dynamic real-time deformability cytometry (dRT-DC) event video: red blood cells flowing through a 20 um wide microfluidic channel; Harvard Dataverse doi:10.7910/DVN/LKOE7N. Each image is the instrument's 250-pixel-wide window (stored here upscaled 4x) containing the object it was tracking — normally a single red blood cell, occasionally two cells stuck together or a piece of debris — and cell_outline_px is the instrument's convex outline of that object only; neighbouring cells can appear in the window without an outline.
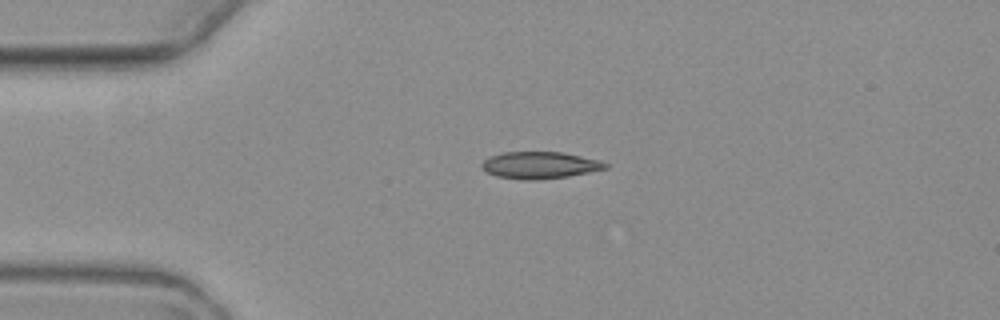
{"species": "common noctule bat (a hibernating species)", "species_latin": "Nyctalus noctula", "temperature_condition": "warm", "stored_images_in_passage": 4, "camera_frame_rate_fps": 3000, "um_per_image_px": 0.085, "animal": {"sex": "female", "body_mass_g": 19.3, "forearm_length_mm": 54.1}, "frame": {"image": 1, "passage_image": 2, "time_ms": 1.333, "image_size_px": [1000, 320], "cell_outline_px": [[608, 168], [568, 176], [536, 180], [528, 180], [496, 176], [488, 172], [480, 164], [488, 156], [500, 152], [560, 152], [600, 160], [608, 164]], "centroid_in_image_um": [45.86, 14.03], "position_along_channel_um": 39.1, "area_um2": 19.25}}
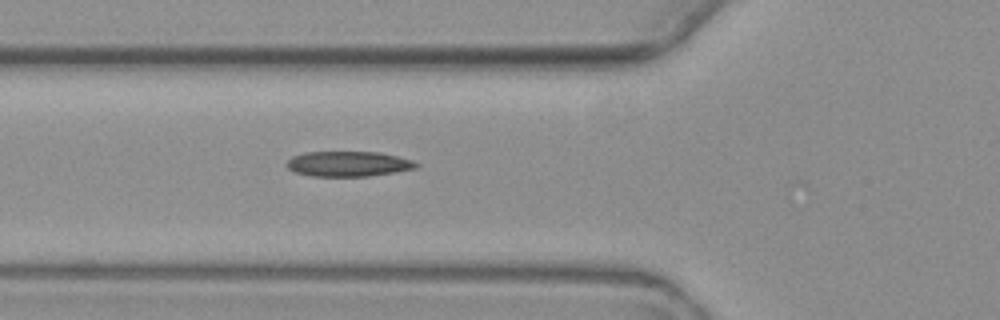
{"frame": {"image": 2, "passage_image": 4, "time_ms": 3.667, "image_size_px": [1000, 320], "cell_outline_px": [[420, 164], [416, 168], [368, 176], [312, 176], [296, 172], [288, 168], [284, 164], [292, 156], [304, 152], [380, 152], [412, 160]], "centroid_in_image_um": [29.57, 13.92], "position_along_channel_um": 96.2, "area_um2": 18.9}}